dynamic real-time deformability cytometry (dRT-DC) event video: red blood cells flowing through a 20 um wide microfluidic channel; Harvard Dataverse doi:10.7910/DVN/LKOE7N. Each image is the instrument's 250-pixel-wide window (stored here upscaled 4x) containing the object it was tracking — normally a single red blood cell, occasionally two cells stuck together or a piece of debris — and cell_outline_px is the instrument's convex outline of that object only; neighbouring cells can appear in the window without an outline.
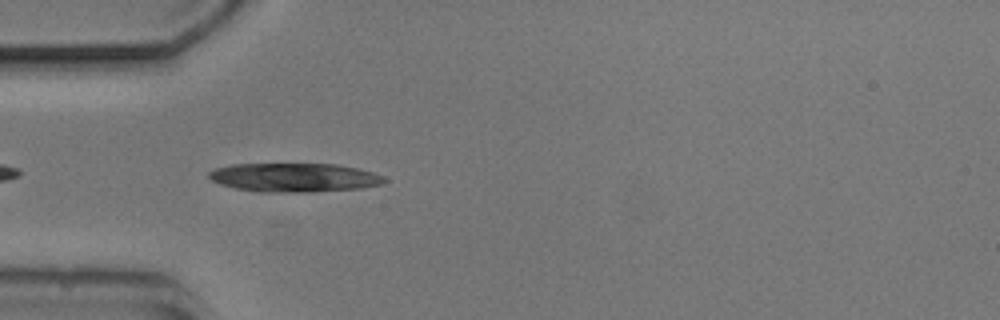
{"species": "common noctule bat (a hibernating species)", "species_latin": "Nyctalus noctula", "temperature_condition": "cold", "stored_images_in_passage": 41, "camera_frame_rate_fps": 3000, "um_per_image_px": 0.085, "animal": {"sex": "male", "body_mass_g": 20.5, "forearm_length_mm": 52.5}, "frame": {"image": 1, "passage_image": 3, "time_ms": 0.667, "image_size_px": [1000, 320], "cell_outline_px": [[388, 180], [384, 184], [360, 188], [312, 192], [260, 192], [236, 188], [220, 184], [212, 180], [208, 176], [208, 172], [216, 168], [232, 164], [336, 164], [360, 168], [384, 176]], "centroid_in_image_um": [25.05, 15.09], "position_along_channel_um": 59.9, "area_um2": 29.65}}